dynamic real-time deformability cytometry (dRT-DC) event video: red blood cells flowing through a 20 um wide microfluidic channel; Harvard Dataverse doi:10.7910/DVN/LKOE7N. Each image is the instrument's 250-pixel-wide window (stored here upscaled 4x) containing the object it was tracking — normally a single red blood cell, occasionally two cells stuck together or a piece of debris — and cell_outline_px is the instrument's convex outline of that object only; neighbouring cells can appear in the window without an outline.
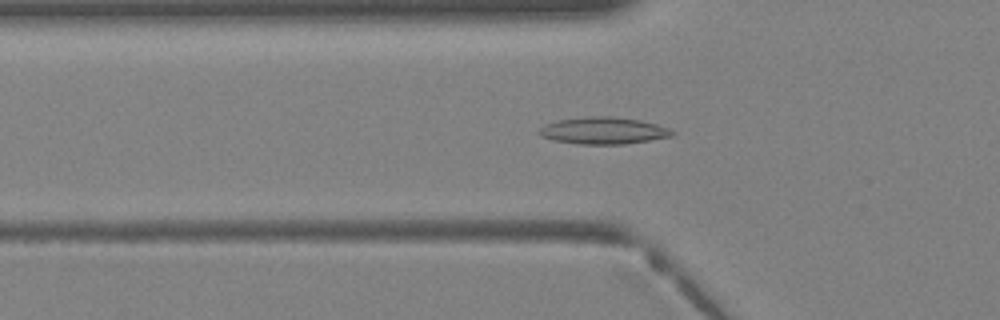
{"species": "Egyptian fruit bat (a non-hibernating species)", "species_latin": "Rousettus aegyptiacus", "temperature_condition": "warm", "stored_images_in_passage": 40, "camera_frame_rate_fps": 3000, "um_per_image_px": 0.085, "animal": {"sex": "female"}, "frame": {"image": 1, "passage_image": 14, "time_ms": 4.333, "image_size_px": [1000, 320], "cell_outline_px": [[676, 132], [672, 136], [624, 144], [580, 144], [552, 140], [540, 136], [536, 132], [544, 124], [556, 120], [584, 116], [612, 116], [640, 120], [656, 124], [668, 128]], "centroid_in_image_um": [51.23, 11.09], "position_along_channel_um": 74.6, "area_um2": 21.04}}
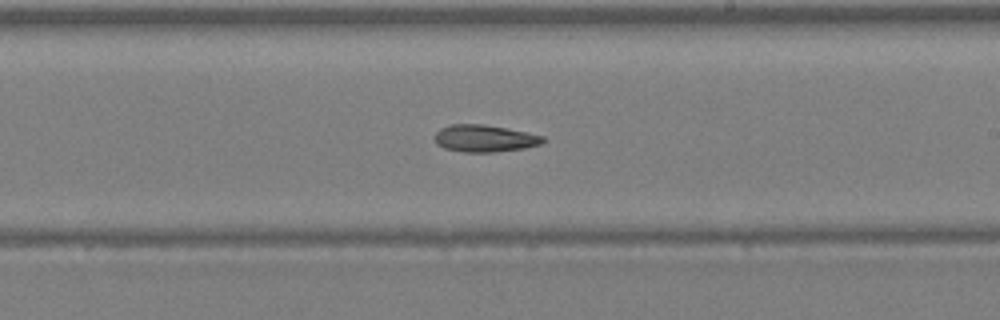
{"frame": {"image": 2, "passage_image": 24, "time_ms": 7.667, "image_size_px": [1000, 320], "cell_outline_px": [[548, 140], [540, 144], [524, 148], [492, 152], [464, 152], [444, 148], [436, 144], [432, 136], [440, 128], [452, 124], [484, 124], [544, 136]], "centroid_in_image_um": [41.15, 11.76], "position_along_channel_um": 247.9, "area_um2": 17.11}}
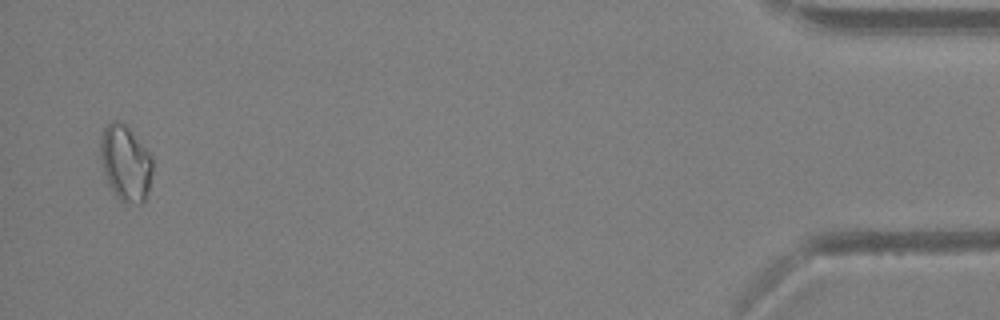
{"frame": {"image": 3, "passage_image": 39, "time_ms": 12.667, "image_size_px": [1000, 320], "cell_outline_px": [[152, 172], [148, 192], [144, 200], [140, 204], [120, 200], [112, 192], [108, 184], [100, 160], [100, 132], [108, 124], [116, 120], [120, 120], [152, 152]], "centroid_in_image_um": [10.67, 13.83], "position_along_channel_um": 424.5, "area_um2": 23.29}}